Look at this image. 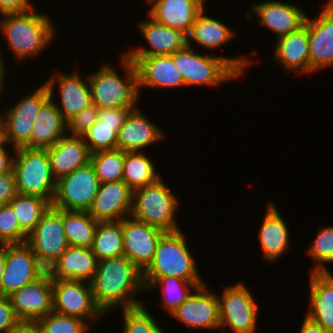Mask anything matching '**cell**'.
<instances>
[{"label":"cell","instance_id":"cell-1","mask_svg":"<svg viewBox=\"0 0 333 333\" xmlns=\"http://www.w3.org/2000/svg\"><path fill=\"white\" fill-rule=\"evenodd\" d=\"M90 284L95 303L104 314L116 306L143 305L135 298L139 290H145L142 272L126 256L97 261Z\"/></svg>","mask_w":333,"mask_h":333},{"label":"cell","instance_id":"cell-2","mask_svg":"<svg viewBox=\"0 0 333 333\" xmlns=\"http://www.w3.org/2000/svg\"><path fill=\"white\" fill-rule=\"evenodd\" d=\"M197 52V53H196ZM191 41L171 54L173 63L181 73L185 87L208 85L217 86L230 79L239 78L251 61L248 58L222 57L198 54Z\"/></svg>","mask_w":333,"mask_h":333},{"label":"cell","instance_id":"cell-3","mask_svg":"<svg viewBox=\"0 0 333 333\" xmlns=\"http://www.w3.org/2000/svg\"><path fill=\"white\" fill-rule=\"evenodd\" d=\"M33 10L34 8L20 14H6L0 20L1 33L19 60L38 56L54 39L55 31L50 17L45 13H34Z\"/></svg>","mask_w":333,"mask_h":333},{"label":"cell","instance_id":"cell-4","mask_svg":"<svg viewBox=\"0 0 333 333\" xmlns=\"http://www.w3.org/2000/svg\"><path fill=\"white\" fill-rule=\"evenodd\" d=\"M182 231L165 232L159 239L152 262L142 272L144 288L157 278L177 277L189 282H203Z\"/></svg>","mask_w":333,"mask_h":333},{"label":"cell","instance_id":"cell-5","mask_svg":"<svg viewBox=\"0 0 333 333\" xmlns=\"http://www.w3.org/2000/svg\"><path fill=\"white\" fill-rule=\"evenodd\" d=\"M125 77H119L111 65H103L89 75L91 100L98 108L137 107L139 99L137 72L134 63L122 54Z\"/></svg>","mask_w":333,"mask_h":333},{"label":"cell","instance_id":"cell-6","mask_svg":"<svg viewBox=\"0 0 333 333\" xmlns=\"http://www.w3.org/2000/svg\"><path fill=\"white\" fill-rule=\"evenodd\" d=\"M13 173L16 190L22 195H36L52 203L57 180L53 175L47 149L17 148Z\"/></svg>","mask_w":333,"mask_h":333},{"label":"cell","instance_id":"cell-7","mask_svg":"<svg viewBox=\"0 0 333 333\" xmlns=\"http://www.w3.org/2000/svg\"><path fill=\"white\" fill-rule=\"evenodd\" d=\"M178 198L161 178L153 184L133 190L130 216L164 232H176L180 228L175 220Z\"/></svg>","mask_w":333,"mask_h":333},{"label":"cell","instance_id":"cell-8","mask_svg":"<svg viewBox=\"0 0 333 333\" xmlns=\"http://www.w3.org/2000/svg\"><path fill=\"white\" fill-rule=\"evenodd\" d=\"M26 244L48 271L69 247L63 228V210L50 206L27 236Z\"/></svg>","mask_w":333,"mask_h":333},{"label":"cell","instance_id":"cell-9","mask_svg":"<svg viewBox=\"0 0 333 333\" xmlns=\"http://www.w3.org/2000/svg\"><path fill=\"white\" fill-rule=\"evenodd\" d=\"M99 185V179L89 162L57 180L51 206L60 210L88 211Z\"/></svg>","mask_w":333,"mask_h":333},{"label":"cell","instance_id":"cell-10","mask_svg":"<svg viewBox=\"0 0 333 333\" xmlns=\"http://www.w3.org/2000/svg\"><path fill=\"white\" fill-rule=\"evenodd\" d=\"M52 286V311L93 323L103 317L104 313L95 303L90 282L52 279Z\"/></svg>","mask_w":333,"mask_h":333},{"label":"cell","instance_id":"cell-11","mask_svg":"<svg viewBox=\"0 0 333 333\" xmlns=\"http://www.w3.org/2000/svg\"><path fill=\"white\" fill-rule=\"evenodd\" d=\"M219 327L228 326L235 333H255L258 305L242 283L225 287L219 298Z\"/></svg>","mask_w":333,"mask_h":333},{"label":"cell","instance_id":"cell-12","mask_svg":"<svg viewBox=\"0 0 333 333\" xmlns=\"http://www.w3.org/2000/svg\"><path fill=\"white\" fill-rule=\"evenodd\" d=\"M5 257V269L0 281V294L3 296H11L46 272L26 243L5 244Z\"/></svg>","mask_w":333,"mask_h":333},{"label":"cell","instance_id":"cell-13","mask_svg":"<svg viewBox=\"0 0 333 333\" xmlns=\"http://www.w3.org/2000/svg\"><path fill=\"white\" fill-rule=\"evenodd\" d=\"M124 254L141 272L152 262L156 246L165 233L144 222L129 217L122 219Z\"/></svg>","mask_w":333,"mask_h":333},{"label":"cell","instance_id":"cell-14","mask_svg":"<svg viewBox=\"0 0 333 333\" xmlns=\"http://www.w3.org/2000/svg\"><path fill=\"white\" fill-rule=\"evenodd\" d=\"M52 278L46 271L39 279L9 296L19 321H37L52 311Z\"/></svg>","mask_w":333,"mask_h":333},{"label":"cell","instance_id":"cell-15","mask_svg":"<svg viewBox=\"0 0 333 333\" xmlns=\"http://www.w3.org/2000/svg\"><path fill=\"white\" fill-rule=\"evenodd\" d=\"M193 292L170 316L190 329L220 328L218 296L209 292L205 284Z\"/></svg>","mask_w":333,"mask_h":333},{"label":"cell","instance_id":"cell-16","mask_svg":"<svg viewBox=\"0 0 333 333\" xmlns=\"http://www.w3.org/2000/svg\"><path fill=\"white\" fill-rule=\"evenodd\" d=\"M310 72L333 65V0L316 18L307 16Z\"/></svg>","mask_w":333,"mask_h":333},{"label":"cell","instance_id":"cell-17","mask_svg":"<svg viewBox=\"0 0 333 333\" xmlns=\"http://www.w3.org/2000/svg\"><path fill=\"white\" fill-rule=\"evenodd\" d=\"M132 198L133 190L123 180L100 183L88 213L98 222L122 220L131 214Z\"/></svg>","mask_w":333,"mask_h":333},{"label":"cell","instance_id":"cell-18","mask_svg":"<svg viewBox=\"0 0 333 333\" xmlns=\"http://www.w3.org/2000/svg\"><path fill=\"white\" fill-rule=\"evenodd\" d=\"M126 57L136 68L139 94L141 87L165 89L185 86L171 55Z\"/></svg>","mask_w":333,"mask_h":333},{"label":"cell","instance_id":"cell-19","mask_svg":"<svg viewBox=\"0 0 333 333\" xmlns=\"http://www.w3.org/2000/svg\"><path fill=\"white\" fill-rule=\"evenodd\" d=\"M151 9L149 16L156 22L190 33L197 16L204 10V0H145Z\"/></svg>","mask_w":333,"mask_h":333},{"label":"cell","instance_id":"cell-20","mask_svg":"<svg viewBox=\"0 0 333 333\" xmlns=\"http://www.w3.org/2000/svg\"><path fill=\"white\" fill-rule=\"evenodd\" d=\"M253 11L259 16V26H266L279 37L297 31L304 25L306 14L295 4H287L281 1H266L251 4Z\"/></svg>","mask_w":333,"mask_h":333},{"label":"cell","instance_id":"cell-21","mask_svg":"<svg viewBox=\"0 0 333 333\" xmlns=\"http://www.w3.org/2000/svg\"><path fill=\"white\" fill-rule=\"evenodd\" d=\"M55 82H58L62 105L61 107L57 105V108L66 121L92 104L89 82L87 80L85 83L78 73L72 75L57 73V75L50 77L44 83L50 96L54 95Z\"/></svg>","mask_w":333,"mask_h":333},{"label":"cell","instance_id":"cell-22","mask_svg":"<svg viewBox=\"0 0 333 333\" xmlns=\"http://www.w3.org/2000/svg\"><path fill=\"white\" fill-rule=\"evenodd\" d=\"M138 26L151 49H131L130 52L124 53L125 56L171 55L187 45L185 34L160 24L151 17L148 21L140 22Z\"/></svg>","mask_w":333,"mask_h":333},{"label":"cell","instance_id":"cell-23","mask_svg":"<svg viewBox=\"0 0 333 333\" xmlns=\"http://www.w3.org/2000/svg\"><path fill=\"white\" fill-rule=\"evenodd\" d=\"M50 166L56 180L90 162L91 153L82 136L61 137L47 148Z\"/></svg>","mask_w":333,"mask_h":333},{"label":"cell","instance_id":"cell-24","mask_svg":"<svg viewBox=\"0 0 333 333\" xmlns=\"http://www.w3.org/2000/svg\"><path fill=\"white\" fill-rule=\"evenodd\" d=\"M276 45L274 59L286 70L285 74L292 70L298 73H310L307 16L302 27L279 37Z\"/></svg>","mask_w":333,"mask_h":333},{"label":"cell","instance_id":"cell-25","mask_svg":"<svg viewBox=\"0 0 333 333\" xmlns=\"http://www.w3.org/2000/svg\"><path fill=\"white\" fill-rule=\"evenodd\" d=\"M96 267L97 259L91 248L69 246L47 272L52 279L90 282Z\"/></svg>","mask_w":333,"mask_h":333},{"label":"cell","instance_id":"cell-26","mask_svg":"<svg viewBox=\"0 0 333 333\" xmlns=\"http://www.w3.org/2000/svg\"><path fill=\"white\" fill-rule=\"evenodd\" d=\"M163 136L160 129L147 117H144L139 108H135L129 113L125 124L119 129L117 149L124 152H141V149L159 141Z\"/></svg>","mask_w":333,"mask_h":333},{"label":"cell","instance_id":"cell-27","mask_svg":"<svg viewBox=\"0 0 333 333\" xmlns=\"http://www.w3.org/2000/svg\"><path fill=\"white\" fill-rule=\"evenodd\" d=\"M67 121L53 101V96L41 107L36 116L27 148L47 149L66 135Z\"/></svg>","mask_w":333,"mask_h":333},{"label":"cell","instance_id":"cell-28","mask_svg":"<svg viewBox=\"0 0 333 333\" xmlns=\"http://www.w3.org/2000/svg\"><path fill=\"white\" fill-rule=\"evenodd\" d=\"M307 316L333 333V275L310 272V297Z\"/></svg>","mask_w":333,"mask_h":333},{"label":"cell","instance_id":"cell-29","mask_svg":"<svg viewBox=\"0 0 333 333\" xmlns=\"http://www.w3.org/2000/svg\"><path fill=\"white\" fill-rule=\"evenodd\" d=\"M267 206L258 237L264 258L276 262L288 249L290 233L275 205L270 202Z\"/></svg>","mask_w":333,"mask_h":333},{"label":"cell","instance_id":"cell-30","mask_svg":"<svg viewBox=\"0 0 333 333\" xmlns=\"http://www.w3.org/2000/svg\"><path fill=\"white\" fill-rule=\"evenodd\" d=\"M204 10L197 16L190 33L187 35V42L190 39L202 47L216 49L229 42L235 35L232 29L217 19L203 15Z\"/></svg>","mask_w":333,"mask_h":333},{"label":"cell","instance_id":"cell-31","mask_svg":"<svg viewBox=\"0 0 333 333\" xmlns=\"http://www.w3.org/2000/svg\"><path fill=\"white\" fill-rule=\"evenodd\" d=\"M123 246L122 220L98 222L91 247L97 261L123 256Z\"/></svg>","mask_w":333,"mask_h":333},{"label":"cell","instance_id":"cell-32","mask_svg":"<svg viewBox=\"0 0 333 333\" xmlns=\"http://www.w3.org/2000/svg\"><path fill=\"white\" fill-rule=\"evenodd\" d=\"M97 224L88 211L63 210V228L69 246L91 248Z\"/></svg>","mask_w":333,"mask_h":333},{"label":"cell","instance_id":"cell-33","mask_svg":"<svg viewBox=\"0 0 333 333\" xmlns=\"http://www.w3.org/2000/svg\"><path fill=\"white\" fill-rule=\"evenodd\" d=\"M154 163L143 152H124L123 181L135 190L158 181Z\"/></svg>","mask_w":333,"mask_h":333},{"label":"cell","instance_id":"cell-34","mask_svg":"<svg viewBox=\"0 0 333 333\" xmlns=\"http://www.w3.org/2000/svg\"><path fill=\"white\" fill-rule=\"evenodd\" d=\"M16 215L21 230L28 236L51 206L43 197L17 194L9 203Z\"/></svg>","mask_w":333,"mask_h":333},{"label":"cell","instance_id":"cell-35","mask_svg":"<svg viewBox=\"0 0 333 333\" xmlns=\"http://www.w3.org/2000/svg\"><path fill=\"white\" fill-rule=\"evenodd\" d=\"M204 282H189L177 277H160L153 281L150 287L161 286L163 293L164 309L171 315L190 295V289L195 290Z\"/></svg>","mask_w":333,"mask_h":333},{"label":"cell","instance_id":"cell-36","mask_svg":"<svg viewBox=\"0 0 333 333\" xmlns=\"http://www.w3.org/2000/svg\"><path fill=\"white\" fill-rule=\"evenodd\" d=\"M90 163L100 183L123 180L124 151L115 149L92 153Z\"/></svg>","mask_w":333,"mask_h":333},{"label":"cell","instance_id":"cell-37","mask_svg":"<svg viewBox=\"0 0 333 333\" xmlns=\"http://www.w3.org/2000/svg\"><path fill=\"white\" fill-rule=\"evenodd\" d=\"M123 125L101 124L97 120L83 135L90 153L117 149V136ZM87 140V141H85Z\"/></svg>","mask_w":333,"mask_h":333},{"label":"cell","instance_id":"cell-38","mask_svg":"<svg viewBox=\"0 0 333 333\" xmlns=\"http://www.w3.org/2000/svg\"><path fill=\"white\" fill-rule=\"evenodd\" d=\"M307 252L316 263V266L310 272H331L327 270L325 264L333 263V226L322 227Z\"/></svg>","mask_w":333,"mask_h":333},{"label":"cell","instance_id":"cell-39","mask_svg":"<svg viewBox=\"0 0 333 333\" xmlns=\"http://www.w3.org/2000/svg\"><path fill=\"white\" fill-rule=\"evenodd\" d=\"M43 333H87L89 324L85 320L54 311L37 320Z\"/></svg>","mask_w":333,"mask_h":333},{"label":"cell","instance_id":"cell-40","mask_svg":"<svg viewBox=\"0 0 333 333\" xmlns=\"http://www.w3.org/2000/svg\"><path fill=\"white\" fill-rule=\"evenodd\" d=\"M124 333H164L143 305L122 309Z\"/></svg>","mask_w":333,"mask_h":333},{"label":"cell","instance_id":"cell-41","mask_svg":"<svg viewBox=\"0 0 333 333\" xmlns=\"http://www.w3.org/2000/svg\"><path fill=\"white\" fill-rule=\"evenodd\" d=\"M9 145L14 151L25 147L29 141L34 126V118L3 116Z\"/></svg>","mask_w":333,"mask_h":333},{"label":"cell","instance_id":"cell-42","mask_svg":"<svg viewBox=\"0 0 333 333\" xmlns=\"http://www.w3.org/2000/svg\"><path fill=\"white\" fill-rule=\"evenodd\" d=\"M27 235L21 230L9 203L0 206V245L26 243Z\"/></svg>","mask_w":333,"mask_h":333},{"label":"cell","instance_id":"cell-43","mask_svg":"<svg viewBox=\"0 0 333 333\" xmlns=\"http://www.w3.org/2000/svg\"><path fill=\"white\" fill-rule=\"evenodd\" d=\"M50 99L47 87L43 84L28 95L22 98L12 108L7 109L4 116H18L26 118H34L38 115L41 107Z\"/></svg>","mask_w":333,"mask_h":333},{"label":"cell","instance_id":"cell-44","mask_svg":"<svg viewBox=\"0 0 333 333\" xmlns=\"http://www.w3.org/2000/svg\"><path fill=\"white\" fill-rule=\"evenodd\" d=\"M99 108L90 104L67 121V130L73 136H82L96 121Z\"/></svg>","mask_w":333,"mask_h":333},{"label":"cell","instance_id":"cell-45","mask_svg":"<svg viewBox=\"0 0 333 333\" xmlns=\"http://www.w3.org/2000/svg\"><path fill=\"white\" fill-rule=\"evenodd\" d=\"M137 107L99 108L97 120L101 124L124 125L129 113Z\"/></svg>","mask_w":333,"mask_h":333},{"label":"cell","instance_id":"cell-46","mask_svg":"<svg viewBox=\"0 0 333 333\" xmlns=\"http://www.w3.org/2000/svg\"><path fill=\"white\" fill-rule=\"evenodd\" d=\"M18 321L10 298L0 294V333H9Z\"/></svg>","mask_w":333,"mask_h":333},{"label":"cell","instance_id":"cell-47","mask_svg":"<svg viewBox=\"0 0 333 333\" xmlns=\"http://www.w3.org/2000/svg\"><path fill=\"white\" fill-rule=\"evenodd\" d=\"M13 171L0 175V205L10 203L17 195Z\"/></svg>","mask_w":333,"mask_h":333},{"label":"cell","instance_id":"cell-48","mask_svg":"<svg viewBox=\"0 0 333 333\" xmlns=\"http://www.w3.org/2000/svg\"><path fill=\"white\" fill-rule=\"evenodd\" d=\"M29 0H0V13L20 14L31 10L33 7Z\"/></svg>","mask_w":333,"mask_h":333},{"label":"cell","instance_id":"cell-49","mask_svg":"<svg viewBox=\"0 0 333 333\" xmlns=\"http://www.w3.org/2000/svg\"><path fill=\"white\" fill-rule=\"evenodd\" d=\"M9 333H43L38 321H18Z\"/></svg>","mask_w":333,"mask_h":333},{"label":"cell","instance_id":"cell-50","mask_svg":"<svg viewBox=\"0 0 333 333\" xmlns=\"http://www.w3.org/2000/svg\"><path fill=\"white\" fill-rule=\"evenodd\" d=\"M300 333H331L326 330L323 326L314 322L307 315L304 317V321L302 323Z\"/></svg>","mask_w":333,"mask_h":333},{"label":"cell","instance_id":"cell-51","mask_svg":"<svg viewBox=\"0 0 333 333\" xmlns=\"http://www.w3.org/2000/svg\"><path fill=\"white\" fill-rule=\"evenodd\" d=\"M6 148H0V175L13 170L14 156L10 157Z\"/></svg>","mask_w":333,"mask_h":333},{"label":"cell","instance_id":"cell-52","mask_svg":"<svg viewBox=\"0 0 333 333\" xmlns=\"http://www.w3.org/2000/svg\"><path fill=\"white\" fill-rule=\"evenodd\" d=\"M3 114L0 113V148H5V145H9L8 138H7V132H6V126L3 119Z\"/></svg>","mask_w":333,"mask_h":333},{"label":"cell","instance_id":"cell-53","mask_svg":"<svg viewBox=\"0 0 333 333\" xmlns=\"http://www.w3.org/2000/svg\"><path fill=\"white\" fill-rule=\"evenodd\" d=\"M5 261H6L5 244H3V245H0V281H1L2 275L4 273Z\"/></svg>","mask_w":333,"mask_h":333},{"label":"cell","instance_id":"cell-54","mask_svg":"<svg viewBox=\"0 0 333 333\" xmlns=\"http://www.w3.org/2000/svg\"><path fill=\"white\" fill-rule=\"evenodd\" d=\"M4 59H3V56H2V54H1V52H0V76H5L4 75V73H5V65H4Z\"/></svg>","mask_w":333,"mask_h":333},{"label":"cell","instance_id":"cell-55","mask_svg":"<svg viewBox=\"0 0 333 333\" xmlns=\"http://www.w3.org/2000/svg\"><path fill=\"white\" fill-rule=\"evenodd\" d=\"M4 77L5 76H0V99H1V96H2V93H3V90L5 89V87H3V85H4Z\"/></svg>","mask_w":333,"mask_h":333}]
</instances>
